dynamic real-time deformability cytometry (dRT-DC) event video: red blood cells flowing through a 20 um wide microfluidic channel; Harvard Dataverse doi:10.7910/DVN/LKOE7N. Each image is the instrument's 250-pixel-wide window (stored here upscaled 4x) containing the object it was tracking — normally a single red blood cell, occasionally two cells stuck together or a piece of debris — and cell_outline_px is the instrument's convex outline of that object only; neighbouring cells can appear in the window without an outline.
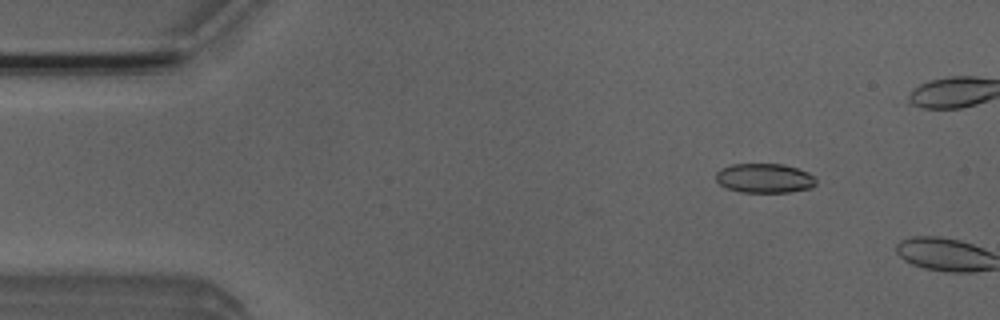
{"species": "Egyptian fruit bat (a non-hibernating species)", "species_latin": "Rousettus aegyptiacus", "temperature_condition": "room temperature", "stored_images_in_passage": 2, "camera_frame_rate_fps": 3000, "um_per_image_px": 0.085, "animal": {"sex": "male"}, "frame": {"image": 1, "passage_image": 1, "time_ms": 0.0, "image_size_px": [1000, 320], "cell_outline_px": [[816, 184], [812, 188], [788, 192], [740, 192], [728, 188], [720, 184], [716, 180], [716, 172], [720, 168], [732, 164], [784, 164], [808, 172], [816, 180]], "centroid_in_image_um": [64.98, 15.14], "position_along_channel_um": 20.0, "area_um2": 17.17}}